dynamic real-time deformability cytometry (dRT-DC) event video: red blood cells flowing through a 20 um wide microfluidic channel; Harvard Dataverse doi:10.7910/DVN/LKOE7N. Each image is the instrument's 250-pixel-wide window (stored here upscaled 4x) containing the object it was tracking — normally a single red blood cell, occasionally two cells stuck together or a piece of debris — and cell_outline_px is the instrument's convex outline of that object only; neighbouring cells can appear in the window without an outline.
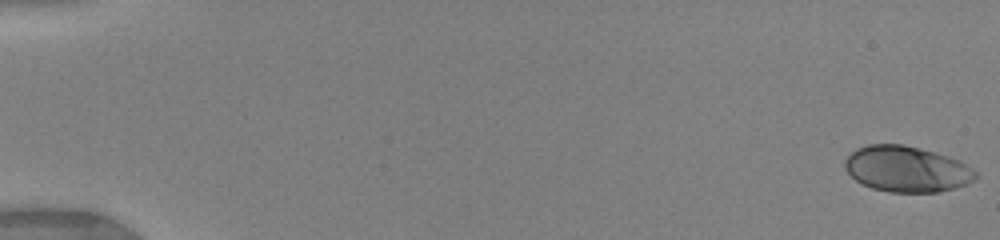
{"species": "human", "species_latin": "Homo sapiens", "temperature_condition": "warm", "stored_images_in_passage": 39, "camera_frame_rate_fps": 3000, "um_per_image_px": 0.085, "donor": {"sex": "female"}, "frame": {"image": 1, "passage_image": 1, "time_ms": 0.0, "image_size_px": [1000, 240], "cell_outline_px": [[980, 176], [976, 180], [968, 184], [956, 188], [936, 192], [888, 192], [872, 188], [860, 184], [844, 168], [844, 160], [856, 148], [868, 144], [900, 144], [948, 156], [960, 160], [972, 168]], "centroid_in_image_um": [77.08, 14.38], "position_along_channel_um": 7.9, "area_um2": 35.08}}
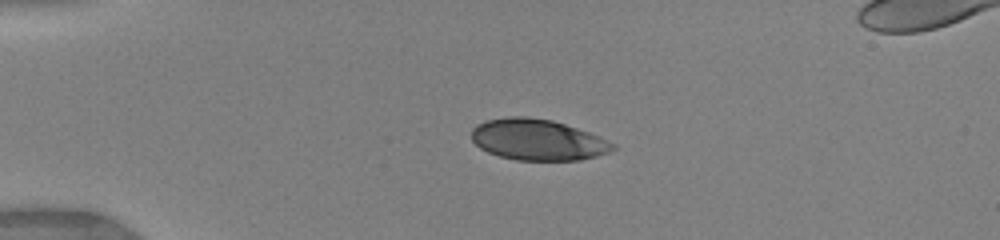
{"frame": {"image": 2, "passage_image": 9, "time_ms": 4.0, "image_size_px": [1000, 240], "cell_outline_px": [[616, 148], [608, 152], [596, 156], [580, 160], [516, 160], [500, 156], [488, 152], [480, 148], [472, 140], [472, 128], [476, 124], [484, 120], [508, 116], [528, 116], [552, 120], [588, 132], [616, 144]], "centroid_in_image_um": [45.67, 11.87], "position_along_channel_um": 39.3, "area_um2": 33.81}}
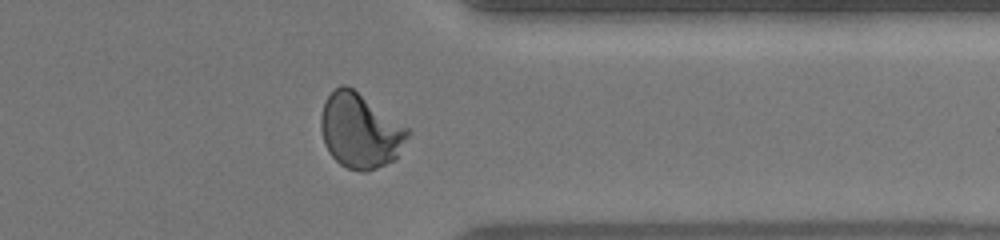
{"frame": {"image": 3, "passage_image": 32, "time_ms": 13.667, "image_size_px": [1000, 240], "cell_outline_px": [[412, 132], [396, 160], [368, 172], [348, 168], [340, 164], [328, 152], [324, 144], [320, 128], [320, 116], [324, 104], [328, 96], [340, 84], [348, 84], [408, 128]], "centroid_in_image_um": [30.62, 11.13], "position_along_channel_um": 380.8, "area_um2": 38.09}, "authors_computed_cell_mechanics": {"area_um2": 35.547, "velocity_mm_per_s": 4.0086, "shape_relaxation_time_tau1_ms": 3.9381, "shape_relaxation_time_tau2_ms": null, "deformation_change_tau1": 0.189, "deformation_change_tau2": null}}